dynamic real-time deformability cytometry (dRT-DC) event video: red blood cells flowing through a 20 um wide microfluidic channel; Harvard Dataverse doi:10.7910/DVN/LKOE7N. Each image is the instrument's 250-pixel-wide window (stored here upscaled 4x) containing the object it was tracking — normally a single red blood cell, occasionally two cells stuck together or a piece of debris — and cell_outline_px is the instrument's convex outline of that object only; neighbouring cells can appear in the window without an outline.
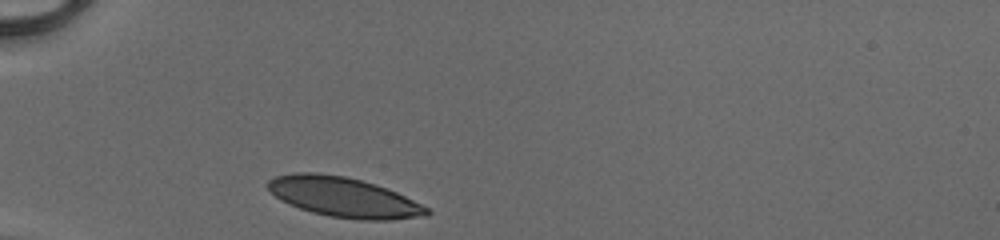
{"species": "human", "species_latin": "Homo sapiens", "temperature_condition": "cold", "stored_images_in_passage": 27, "camera_frame_rate_fps": 3000, "um_per_image_px": 0.085, "donor": {"sex": "male"}, "frame": {"image": 1, "passage_image": 1, "time_ms": 0.0, "image_size_px": [1000, 240], "cell_outline_px": [[432, 212], [428, 216], [392, 220], [360, 220], [328, 216], [312, 212], [300, 208], [276, 196], [268, 188], [268, 180], [276, 176], [296, 172], [316, 172], [344, 176], [376, 184], [396, 192], [428, 208]], "centroid_in_image_um": [29.25, 16.76], "position_along_channel_um": 55.7, "area_um2": 36.65}}
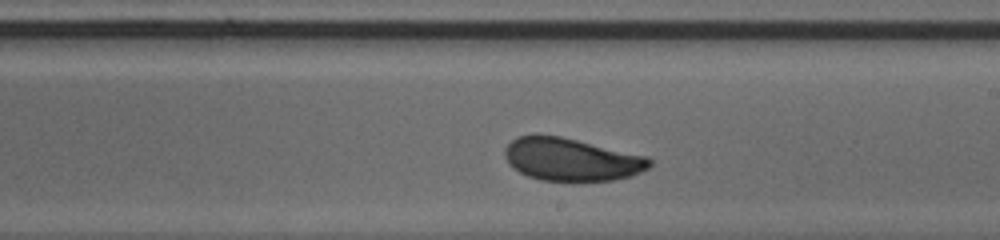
{"frame": {"image": 2, "passage_image": 16, "time_ms": 5.0, "image_size_px": [1000, 240], "cell_outline_px": [[652, 164], [648, 168], [632, 176], [612, 180], [540, 180], [528, 176], [520, 172], [508, 164], [504, 156], [504, 148], [516, 136], [536, 132], [560, 136], [648, 156], [652, 160]], "centroid_in_image_um": [48.52, 13.52], "position_along_channel_um": 240.5, "area_um2": 36.41}}
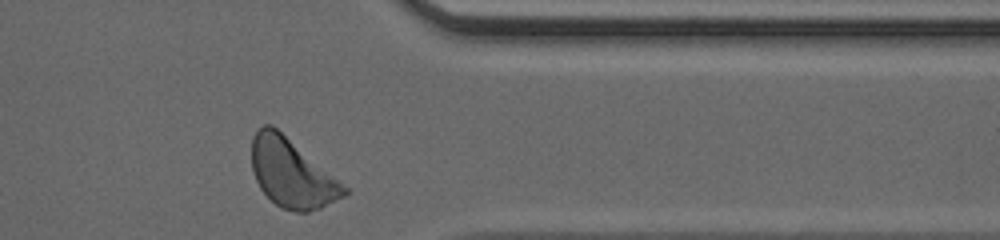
{"frame": {"image": 3, "passage_image": 27, "time_ms": 8.667, "image_size_px": [1000, 240], "cell_outline_px": [[348, 192], [344, 196], [320, 208], [308, 212], [296, 212], [280, 208], [260, 188], [256, 180], [252, 168], [252, 136], [264, 124], [272, 124], [348, 188]], "centroid_in_image_um": [24.78, 14.73], "position_along_channel_um": 386.6, "area_um2": 36.36}, "authors_computed_cell_mechanics": {"area_um2": 36.3562, "velocity_mm_per_s": 4.1052, "shape_relaxation_time_tau1_ms": 2.1337, "shape_relaxation_time_tau2_ms": 0.7172, "deformation_change_tau1": 0.1057, "deformation_change_tau2": 0.0437}}